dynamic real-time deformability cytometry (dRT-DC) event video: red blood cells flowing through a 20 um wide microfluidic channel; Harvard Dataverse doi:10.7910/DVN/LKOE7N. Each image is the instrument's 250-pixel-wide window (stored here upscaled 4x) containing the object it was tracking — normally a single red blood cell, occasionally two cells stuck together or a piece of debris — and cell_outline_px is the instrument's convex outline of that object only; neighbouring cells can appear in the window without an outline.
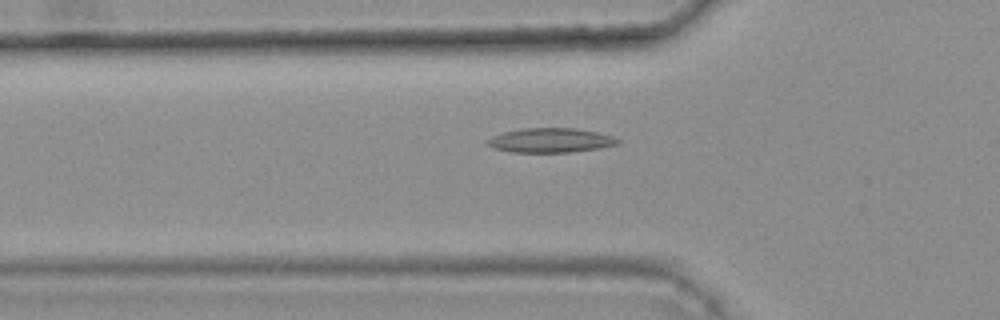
{"species": "common noctule bat (a hibernating species)", "species_latin": "Nyctalus noctula", "temperature_condition": "warm", "stored_images_in_passage": 48, "camera_frame_rate_fps": 3000, "um_per_image_px": 0.085, "animal": {"sex": "female", "body_mass_g": 25.1}, "frame": {"image": 1, "passage_image": 18, "time_ms": 5.667, "image_size_px": [1000, 320], "cell_outline_px": [[620, 144], [600, 148], [572, 152], [508, 152], [492, 148], [484, 144], [484, 140], [492, 136], [504, 132], [524, 128], [576, 128], [596, 132], [612, 136], [620, 140]], "centroid_in_image_um": [46.74, 11.93], "position_along_channel_um": 79.1, "area_um2": 18.79}}
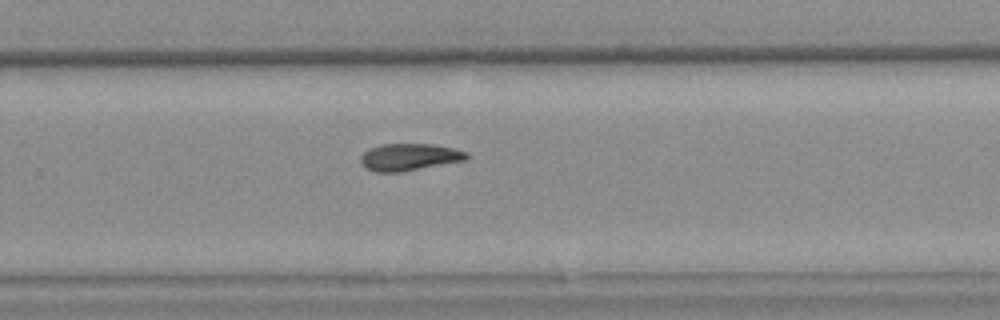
{"frame": {"image": 2, "passage_image": 35, "time_ms": 11.333, "image_size_px": [1000, 320], "cell_outline_px": [[468, 160], [400, 172], [376, 172], [364, 168], [360, 160], [360, 156], [368, 148], [380, 144], [432, 144], [452, 148], [468, 152]], "centroid_in_image_um": [34.77, 13.35], "position_along_channel_um": 295.0, "area_um2": 16.88}}
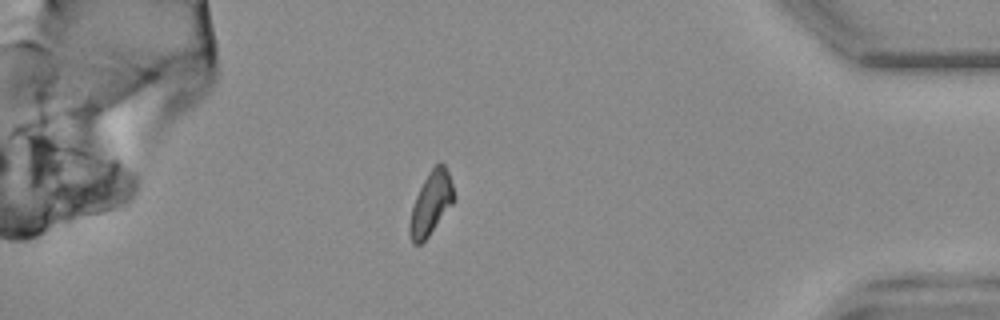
{"frame": {"image": 3, "passage_image": 46, "time_ms": 15.0, "image_size_px": [1000, 320], "cell_outline_px": [[456, 196], [452, 204], [428, 236], [420, 244], [412, 244], [408, 232], [408, 224], [412, 208], [416, 196], [428, 172], [440, 160], [444, 164], [448, 172]], "centroid_in_image_um": [36.62, 17.28], "position_along_channel_um": 398.6, "area_um2": 16.18}}